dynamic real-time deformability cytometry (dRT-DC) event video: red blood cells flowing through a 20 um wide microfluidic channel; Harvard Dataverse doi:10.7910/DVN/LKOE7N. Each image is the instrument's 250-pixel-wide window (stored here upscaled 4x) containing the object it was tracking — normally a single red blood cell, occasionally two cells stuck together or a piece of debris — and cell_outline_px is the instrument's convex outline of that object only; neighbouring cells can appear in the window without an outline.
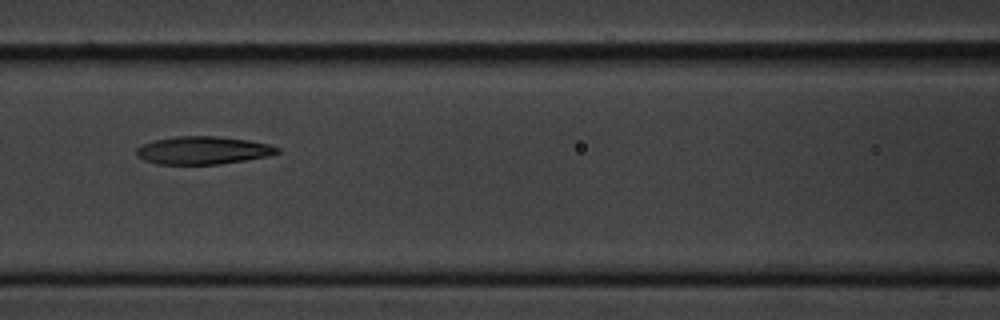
{"species": "common noctule bat (a hibernating species)", "species_latin": "Nyctalus noctula", "temperature_condition": "cold", "stored_images_in_passage": 4, "camera_frame_rate_fps": 3000, "um_per_image_px": 0.085, "animal": {"sex": "male", "body_mass_g": 20.1, "forearm_length_mm": 53.5}, "frame": {"image": 1, "passage_image": 3, "time_ms": 2.333, "image_size_px": [1000, 320], "cell_outline_px": [[280, 152], [268, 156], [220, 164], [156, 164], [144, 160], [136, 156], [136, 148], [144, 144], [156, 140], [176, 136], [220, 136], [248, 140], [268, 144], [280, 148]], "centroid_in_image_um": [17.25, 12.78], "position_along_channel_um": 149.4, "area_um2": 22.83}}
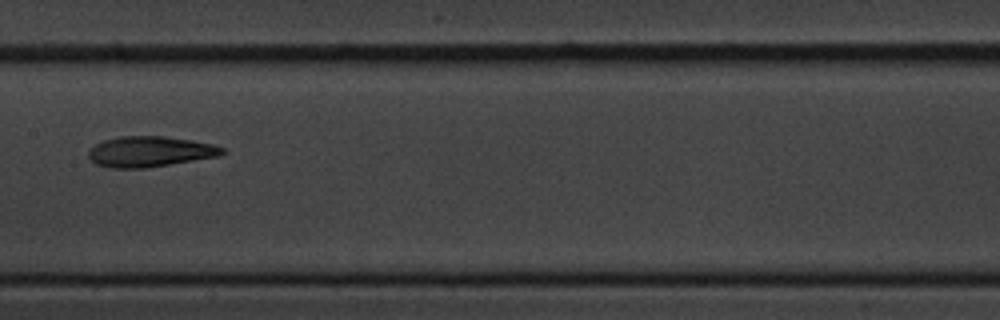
{"frame": {"image": 2, "passage_image": 4, "time_ms": 3.667, "image_size_px": [1000, 320], "cell_outline_px": [[224, 152], [220, 156], [144, 168], [112, 168], [96, 164], [88, 156], [88, 148], [104, 140], [120, 136], [164, 136], [192, 140], [212, 144], [224, 148]], "centroid_in_image_um": [12.72, 12.88], "position_along_channel_um": 194.7, "area_um2": 23.76}}